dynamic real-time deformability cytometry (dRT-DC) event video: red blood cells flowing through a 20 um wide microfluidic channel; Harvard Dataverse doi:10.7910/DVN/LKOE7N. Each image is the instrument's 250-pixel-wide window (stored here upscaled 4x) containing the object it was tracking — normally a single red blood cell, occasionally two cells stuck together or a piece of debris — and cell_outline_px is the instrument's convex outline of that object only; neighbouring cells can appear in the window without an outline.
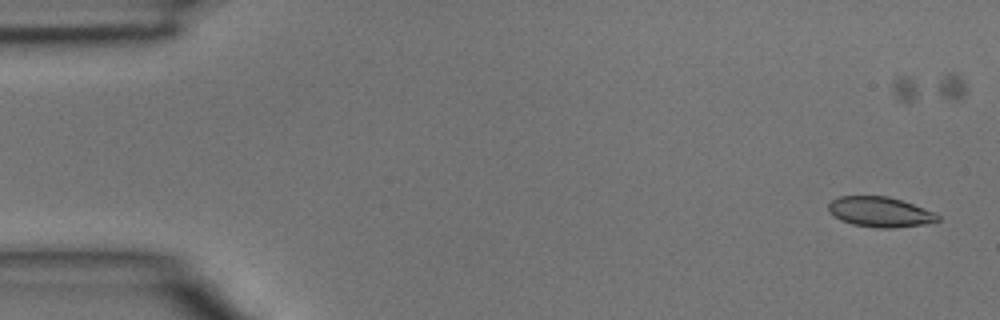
{"species": "common noctule bat (a hibernating species)", "species_latin": "Nyctalus noctula", "temperature_condition": "room temperature", "stored_images_in_passage": 40, "camera_frame_rate_fps": 3000, "um_per_image_px": 0.085, "animal": {"sex": "male", "body_mass_g": 15.6}, "frame": {"image": 1, "passage_image": 1, "time_ms": 0.0, "image_size_px": [1000, 320], "cell_outline_px": [[940, 220], [924, 224], [892, 228], [876, 228], [852, 224], [840, 220], [828, 212], [828, 204], [832, 200], [840, 196], [888, 196], [912, 204], [932, 212], [940, 216]], "centroid_in_image_um": [74.75, 18.02], "position_along_channel_um": 10.2, "area_um2": 19.07}}
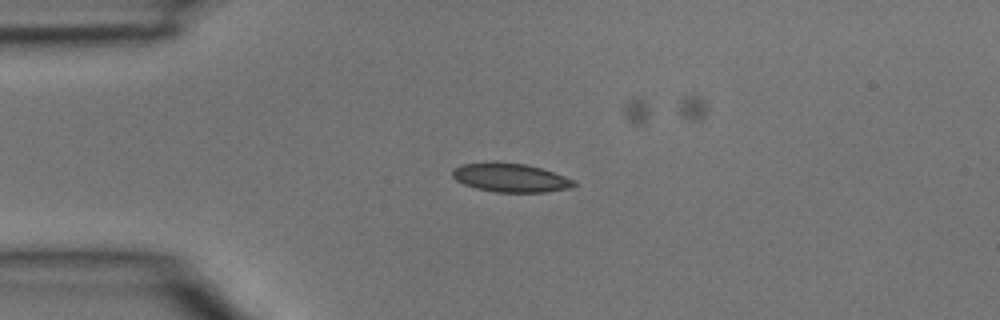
{"frame": {"image": 2, "passage_image": 10, "time_ms": 3.0, "image_size_px": [1000, 320], "cell_outline_px": [[576, 184], [572, 188], [544, 192], [496, 192], [476, 188], [464, 184], [456, 180], [452, 176], [452, 168], [460, 164], [492, 160], [524, 164], [540, 168], [564, 176], [572, 180]], "centroid_in_image_um": [43.31, 15.08], "position_along_channel_um": 41.7, "area_um2": 20.58}}
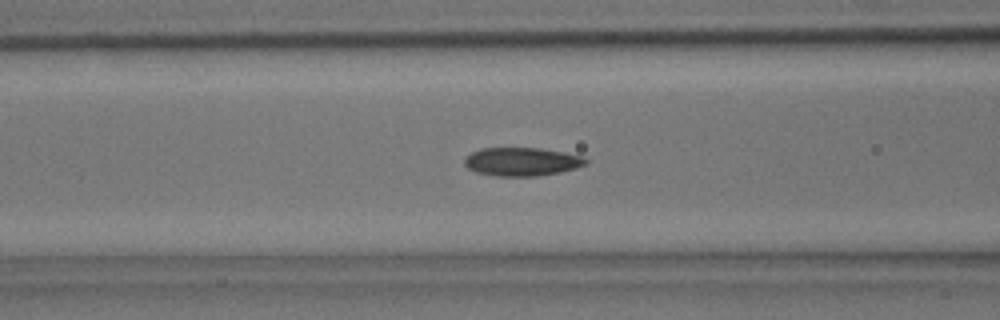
{"frame": {"image": 3, "passage_image": 17, "time_ms": 5.333, "image_size_px": [1000, 320], "cell_outline_px": [[588, 164], [576, 168], [560, 172], [536, 176], [496, 176], [476, 172], [468, 168], [464, 164], [464, 160], [472, 152], [480, 148], [540, 148], [564, 152], [584, 156], [588, 160]], "centroid_in_image_um": [44.39, 13.74], "position_along_channel_um": 122.2, "area_um2": 20.17}}